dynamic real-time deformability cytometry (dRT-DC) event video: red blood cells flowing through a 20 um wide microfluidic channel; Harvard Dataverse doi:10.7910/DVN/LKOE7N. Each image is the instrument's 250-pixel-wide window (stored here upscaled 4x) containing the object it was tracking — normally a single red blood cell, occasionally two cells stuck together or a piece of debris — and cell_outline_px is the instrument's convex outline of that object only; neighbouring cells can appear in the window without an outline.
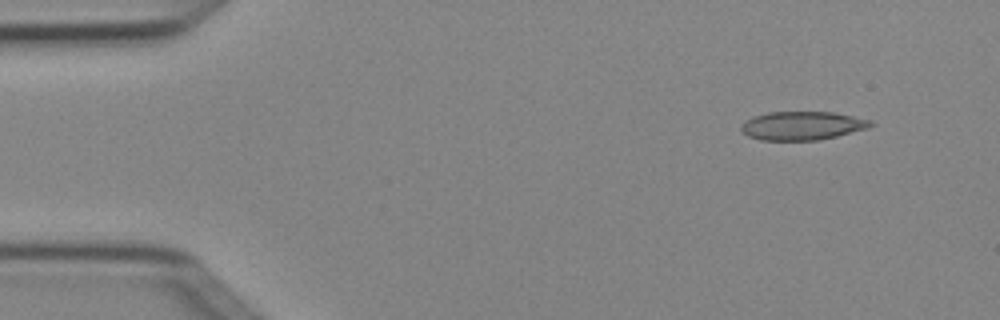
{"species": "Egyptian fruit bat (a non-hibernating species)", "species_latin": "Rousettus aegyptiacus", "temperature_condition": "cold", "stored_images_in_passage": 3, "camera_frame_rate_fps": 3000, "um_per_image_px": 0.085, "animal": {"sex": "female"}, "frame": {"image": 1, "passage_image": 1, "time_ms": 0.0, "image_size_px": [1000, 320], "cell_outline_px": [[876, 124], [868, 128], [836, 136], [816, 140], [760, 140], [748, 136], [740, 132], [740, 124], [752, 116], [768, 112], [832, 112], [872, 120]], "centroid_in_image_um": [68.15, 10.68], "position_along_channel_um": 16.8, "area_um2": 21.68}}